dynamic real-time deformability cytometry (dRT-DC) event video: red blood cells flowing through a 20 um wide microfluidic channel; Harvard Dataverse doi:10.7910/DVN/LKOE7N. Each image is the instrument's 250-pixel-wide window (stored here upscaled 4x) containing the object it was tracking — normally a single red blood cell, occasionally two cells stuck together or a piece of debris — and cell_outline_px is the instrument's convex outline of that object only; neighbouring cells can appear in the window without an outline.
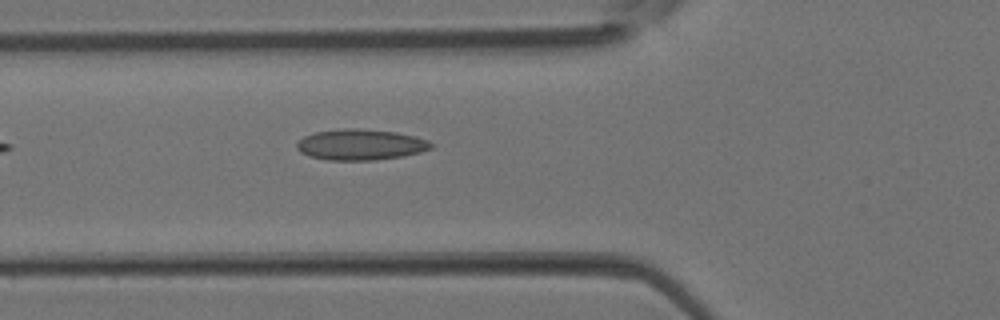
{"species": "Egyptian fruit bat (a non-hibernating species)", "species_latin": "Rousettus aegyptiacus", "temperature_condition": "room temperature", "stored_images_in_passage": 4, "camera_frame_rate_fps": 3000, "um_per_image_px": 0.085, "animal": {"sex": "female"}, "frame": {"image": 1, "passage_image": 4, "time_ms": 1.0, "image_size_px": [1000, 320], "cell_outline_px": [[436, 144], [432, 148], [420, 152], [404, 156], [376, 160], [328, 160], [308, 156], [300, 152], [296, 148], [296, 144], [304, 136], [316, 132], [344, 128], [352, 128], [396, 132], [416, 136], [428, 140]], "centroid_in_image_um": [30.68, 12.3], "position_along_channel_um": 95.1, "area_um2": 24.28}}